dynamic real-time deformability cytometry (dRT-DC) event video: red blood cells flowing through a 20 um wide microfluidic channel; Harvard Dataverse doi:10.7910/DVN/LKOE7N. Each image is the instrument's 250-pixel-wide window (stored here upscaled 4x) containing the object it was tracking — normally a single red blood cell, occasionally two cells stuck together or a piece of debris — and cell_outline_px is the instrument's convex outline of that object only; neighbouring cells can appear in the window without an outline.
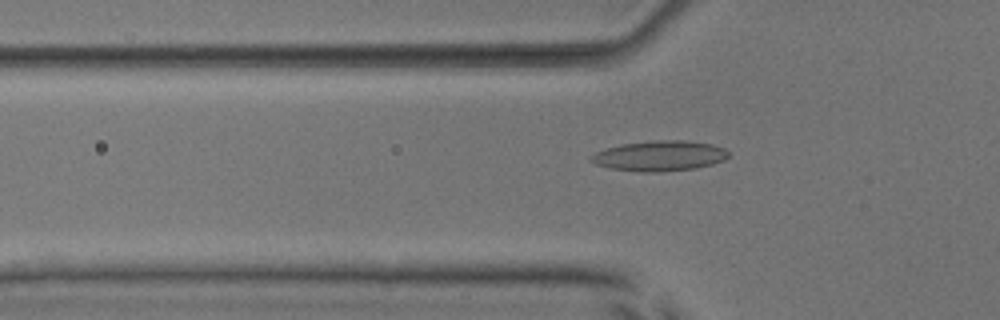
{"species": "common noctule bat (a hibernating species)", "species_latin": "Nyctalus noctula", "temperature_condition": "room temperature", "stored_images_in_passage": 36, "camera_frame_rate_fps": 3000, "um_per_image_px": 0.085, "animal": {"sex": "male", "body_mass_g": 17.9, "forearm_length_mm": 54.2}, "frame": {"image": 1, "passage_image": 2, "time_ms": 0.333, "image_size_px": [1000, 320], "cell_outline_px": [[728, 156], [724, 160], [712, 164], [696, 168], [660, 172], [640, 172], [608, 168], [596, 164], [588, 160], [588, 156], [604, 148], [620, 144], [656, 140], [684, 140], [712, 144], [724, 148], [728, 152]], "centroid_in_image_um": [56.01, 13.25], "position_along_channel_um": 69.8, "area_um2": 24.51}}
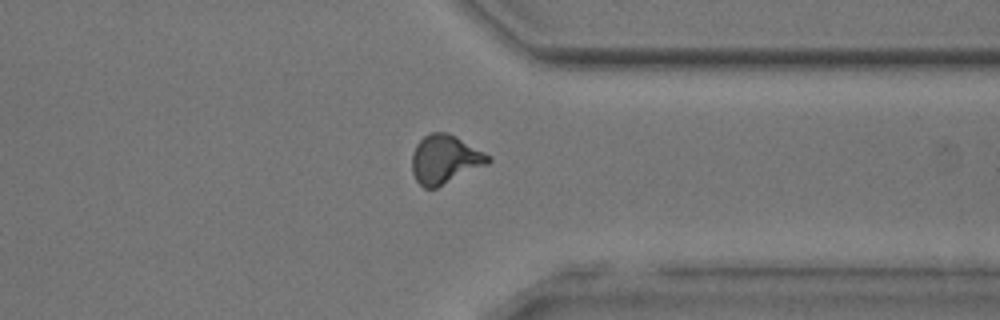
{"frame": {"image": 2, "passage_image": 25, "time_ms": 8.0, "image_size_px": [1000, 320], "cell_outline_px": [[492, 160], [488, 164], [436, 188], [424, 188], [416, 180], [412, 172], [412, 152], [416, 144], [428, 132], [448, 132], [456, 136], [492, 156]], "centroid_in_image_um": [37.82, 13.53], "position_along_channel_um": 373.6, "area_um2": 21.79}}
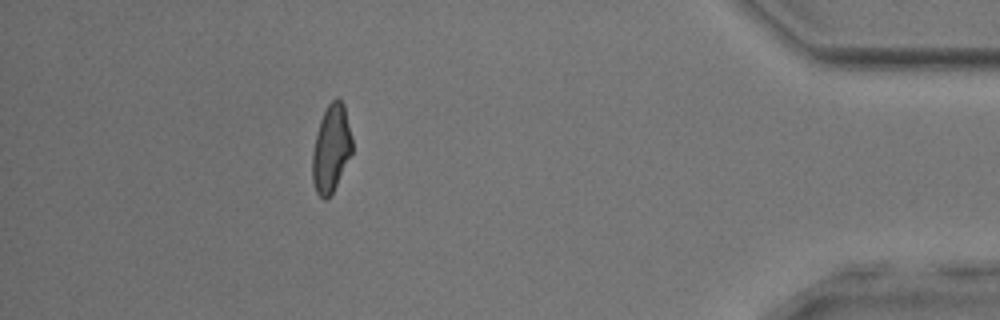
{"frame": {"image": 3, "passage_image": 31, "time_ms": 10.0, "image_size_px": [1000, 320], "cell_outline_px": [[352, 152], [332, 192], [324, 200], [316, 192], [312, 180], [312, 152], [316, 132], [320, 120], [328, 104], [332, 100], [340, 100], [344, 104], [352, 136]], "centroid_in_image_um": [28.13, 12.61], "position_along_channel_um": 407.1, "area_um2": 20.06}, "authors_computed_cell_mechanics": {"area_um2": 20.6924, "velocity_mm_per_s": 3.9964, "shape_relaxation_time_tau1_ms": 7.2952, "shape_relaxation_time_tau2_ms": 1.8189, "deformation_change_tau1": 0.1925, "deformation_change_tau2": 0.0935}}